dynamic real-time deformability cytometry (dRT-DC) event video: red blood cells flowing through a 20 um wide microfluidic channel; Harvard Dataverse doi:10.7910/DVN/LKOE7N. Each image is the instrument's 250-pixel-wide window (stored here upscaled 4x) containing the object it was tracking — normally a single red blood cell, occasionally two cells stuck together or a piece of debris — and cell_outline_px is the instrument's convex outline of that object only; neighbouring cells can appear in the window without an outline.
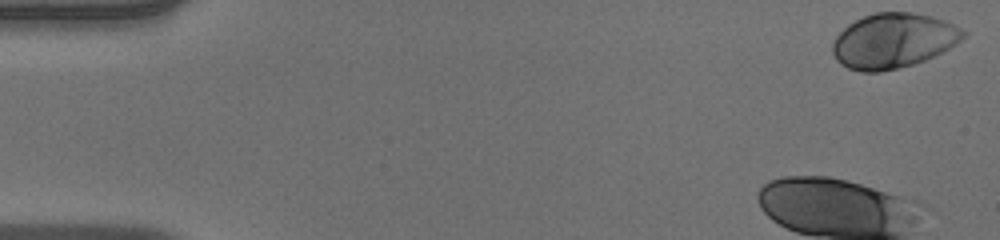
{"species": "human", "species_latin": "Homo sapiens", "temperature_condition": "warm", "stored_images_in_passage": 40, "camera_frame_rate_fps": 3000, "um_per_image_px": 0.085, "donor": {"sex": "male"}, "frame": {"image": 1, "passage_image": 1, "time_ms": 0.0, "image_size_px": [1000, 240], "cell_outline_px": [[968, 36], [956, 44], [924, 60], [912, 64], [880, 72], [860, 72], [848, 68], [840, 64], [836, 60], [832, 52], [832, 40], [848, 24], [864, 16], [876, 12], [912, 12], [932, 16], [944, 20], [968, 32]], "centroid_in_image_um": [75.92, 3.46], "position_along_channel_um": 9.1, "area_um2": 41.85}}